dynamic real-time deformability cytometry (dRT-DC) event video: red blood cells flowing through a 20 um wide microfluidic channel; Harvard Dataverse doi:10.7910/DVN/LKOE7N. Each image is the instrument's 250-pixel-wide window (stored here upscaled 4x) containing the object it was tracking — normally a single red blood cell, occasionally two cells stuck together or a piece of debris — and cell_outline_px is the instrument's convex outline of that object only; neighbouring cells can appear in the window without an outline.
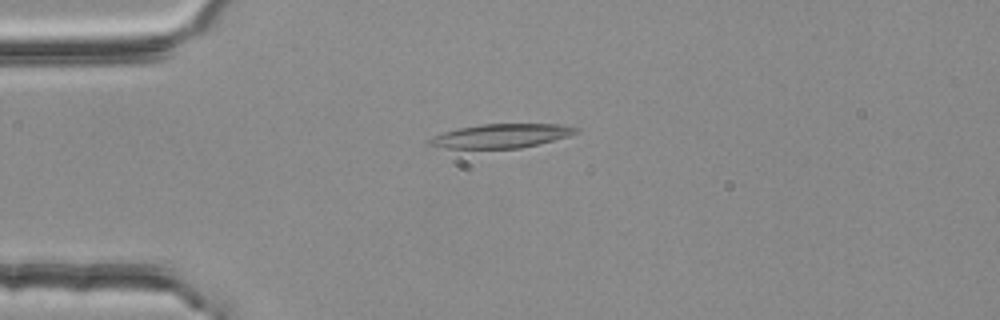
{"species": "common noctule bat (a hibernating species)", "species_latin": "Nyctalus noctula", "temperature_condition": "room temperature", "stored_images_in_passage": 48, "camera_frame_rate_fps": 3000, "um_per_image_px": 0.085, "animal": {"sex": "female", "body_mass_g": 25.1}, "frame": {"image": 1, "passage_image": 7, "time_ms": 2.0, "image_size_px": [1000, 320], "cell_outline_px": [[580, 128], [576, 132], [568, 136], [520, 148], [448, 148], [428, 144], [424, 140], [432, 136], [444, 132], [460, 128], [480, 124], [564, 124]], "centroid_in_image_um": [42.57, 11.54], "position_along_channel_um": 42.4, "area_um2": 20.29}}
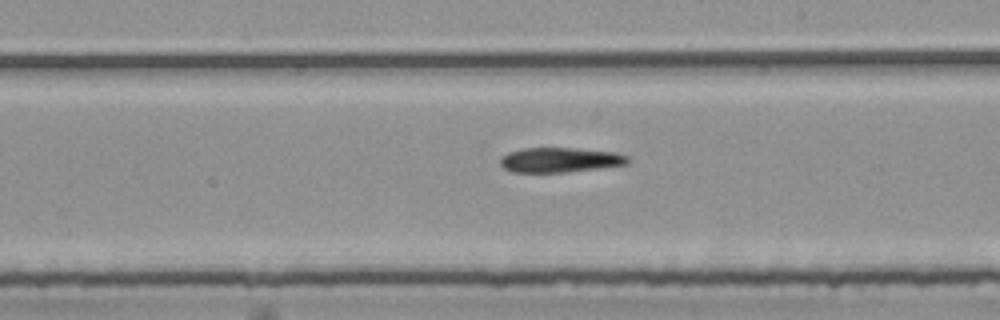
{"frame": {"image": 2, "passage_image": 25, "time_ms": 8.0, "image_size_px": [1000, 320], "cell_outline_px": [[632, 160], [628, 164], [600, 168], [568, 172], [512, 172], [504, 168], [500, 164], [500, 160], [508, 152], [524, 148], [576, 148], [616, 152], [628, 156]], "centroid_in_image_um": [47.65, 13.59], "position_along_channel_um": 241.3, "area_um2": 18.55}}
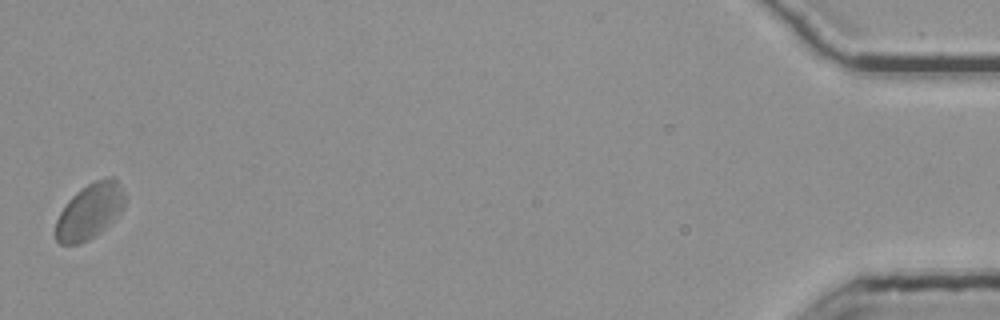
{"frame": {"image": 3, "passage_image": 48, "time_ms": 15.667, "image_size_px": [1000, 320], "cell_outline_px": [[124, 208], [96, 236], [80, 244], [60, 244], [56, 240], [56, 220], [60, 212], [68, 200], [80, 188], [96, 180], [108, 176], [112, 176], [120, 184], [124, 192]], "centroid_in_image_um": [7.62, 17.95], "position_along_channel_um": 427.6, "area_um2": 22.31}, "authors_computed_cell_mechanics": {"area_um2": 20.2878, "velocity_mm_per_s": 3.7118, "shape_relaxation_time_tau1_ms": null, "shape_relaxation_time_tau2_ms": 9.471, "deformation_change_tau1": null, "deformation_change_tau2": 0.1769}}